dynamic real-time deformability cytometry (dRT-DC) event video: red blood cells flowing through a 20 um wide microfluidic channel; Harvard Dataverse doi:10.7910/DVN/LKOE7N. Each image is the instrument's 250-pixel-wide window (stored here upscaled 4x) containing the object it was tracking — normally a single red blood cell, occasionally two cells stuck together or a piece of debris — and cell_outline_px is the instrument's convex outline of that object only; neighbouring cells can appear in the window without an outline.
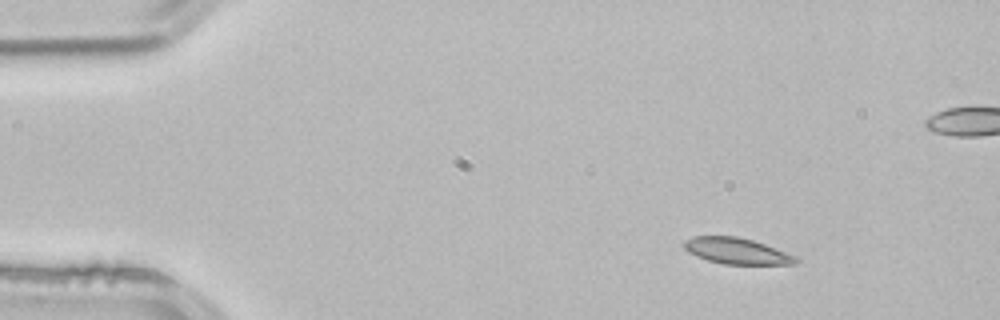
{"species": "common noctule bat (a hibernating species)", "species_latin": "Nyctalus noctula", "temperature_condition": "room temperature", "stored_images_in_passage": 4, "camera_frame_rate_fps": 3000, "um_per_image_px": 0.085, "animal": {"sex": "male", "body_mass_g": 21.5, "forearm_length_mm": 52.0}, "frame": {"image": 1, "passage_image": 1, "time_ms": 0.0, "image_size_px": [1000, 320], "cell_outline_px": [[800, 260], [796, 264], [724, 264], [708, 260], [696, 256], [688, 252], [684, 248], [684, 240], [692, 236], [736, 236], [752, 240], [764, 244], [796, 256]], "centroid_in_image_um": [62.6, 21.33], "position_along_channel_um": 22.4, "area_um2": 16.94}}